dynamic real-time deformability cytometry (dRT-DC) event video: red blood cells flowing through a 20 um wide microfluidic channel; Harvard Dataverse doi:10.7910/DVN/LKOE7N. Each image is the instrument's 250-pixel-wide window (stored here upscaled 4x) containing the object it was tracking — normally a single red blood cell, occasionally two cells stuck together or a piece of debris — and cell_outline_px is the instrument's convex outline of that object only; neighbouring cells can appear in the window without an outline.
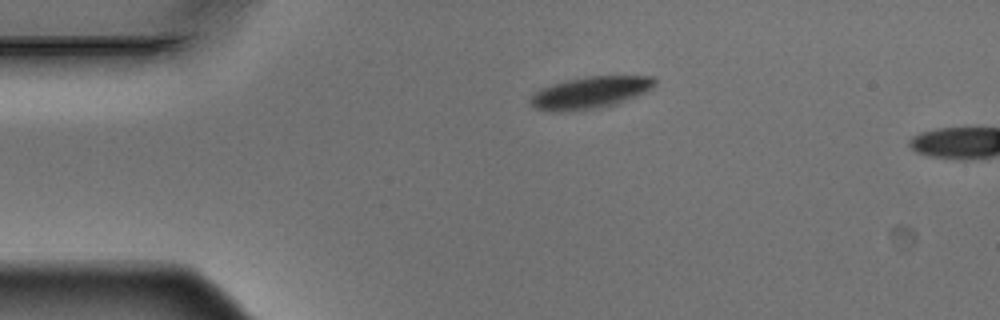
{"species": "Egyptian fruit bat (a non-hibernating species)", "species_latin": "Rousettus aegyptiacus", "temperature_condition": "warm", "stored_images_in_passage": 5, "camera_frame_rate_fps": 3000, "um_per_image_px": 0.085, "animal": {"sex": "male"}, "frame": {"image": 1, "passage_image": 5, "time_ms": 1.333, "image_size_px": [1000, 320], "cell_outline_px": [[656, 84], [652, 88], [636, 96], [616, 104], [588, 108], [556, 112], [552, 112], [536, 108], [532, 104], [532, 96], [540, 88], [552, 84], [568, 80], [588, 76], [652, 76], [656, 80]], "centroid_in_image_um": [50.19, 7.85], "position_along_channel_um": 34.8, "area_um2": 22.54}}